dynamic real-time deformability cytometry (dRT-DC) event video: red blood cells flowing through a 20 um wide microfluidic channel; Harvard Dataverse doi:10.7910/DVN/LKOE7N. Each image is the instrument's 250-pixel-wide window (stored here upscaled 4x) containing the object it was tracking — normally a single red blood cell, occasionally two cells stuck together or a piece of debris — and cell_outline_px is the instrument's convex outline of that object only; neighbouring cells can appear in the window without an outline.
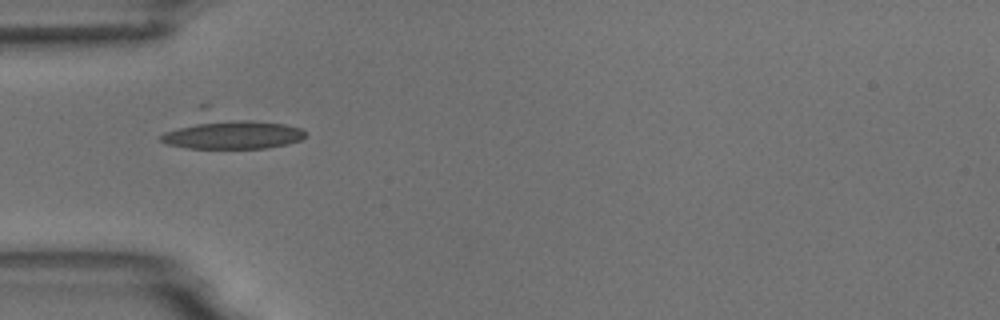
{"species": "common noctule bat (a hibernating species)", "species_latin": "Nyctalus noctula", "temperature_condition": "room temperature", "stored_images_in_passage": 4, "camera_frame_rate_fps": 3000, "um_per_image_px": 0.085, "animal": {"sex": "male", "body_mass_g": 18.8}, "frame": {"image": 1, "passage_image": 2, "time_ms": 1.333, "image_size_px": [1000, 320], "cell_outline_px": [[304, 136], [300, 140], [288, 144], [268, 148], [188, 148], [168, 144], [160, 140], [160, 136], [164, 132], [204, 120], [252, 120], [284, 124], [304, 128]], "centroid_in_image_um": [19.8, 11.45], "position_along_channel_um": 65.2, "area_um2": 23.93}}